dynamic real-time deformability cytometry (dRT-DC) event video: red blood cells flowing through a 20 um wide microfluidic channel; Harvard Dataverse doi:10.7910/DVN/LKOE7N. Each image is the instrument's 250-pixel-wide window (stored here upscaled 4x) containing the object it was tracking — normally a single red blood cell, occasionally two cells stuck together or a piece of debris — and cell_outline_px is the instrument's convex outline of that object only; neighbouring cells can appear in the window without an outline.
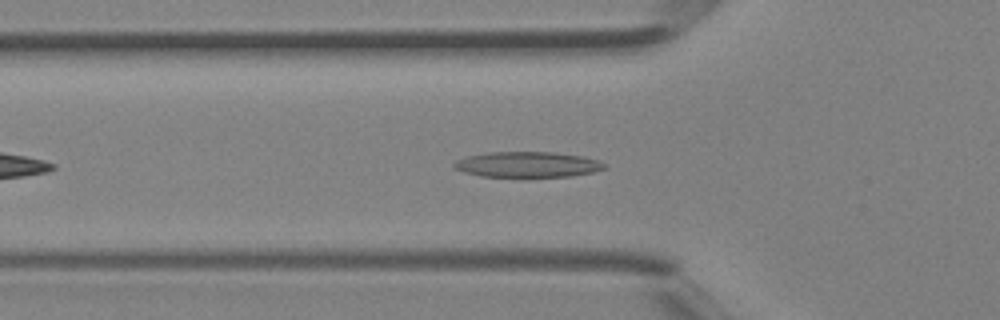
{"species": "Egyptian fruit bat (a non-hibernating species)", "species_latin": "Rousettus aegyptiacus", "temperature_condition": "room temperature", "stored_images_in_passage": 31, "camera_frame_rate_fps": 3000, "um_per_image_px": 0.085, "animal": {"sex": "female"}, "frame": {"image": 1, "passage_image": 6, "time_ms": 1.667, "image_size_px": [1000, 320], "cell_outline_px": [[608, 164], [604, 168], [592, 172], [572, 176], [480, 176], [464, 172], [452, 168], [452, 164], [456, 160], [468, 156], [488, 152], [556, 152], [584, 156], [600, 160]], "centroid_in_image_um": [44.85, 13.97], "position_along_channel_um": 81.0, "area_um2": 22.43}}
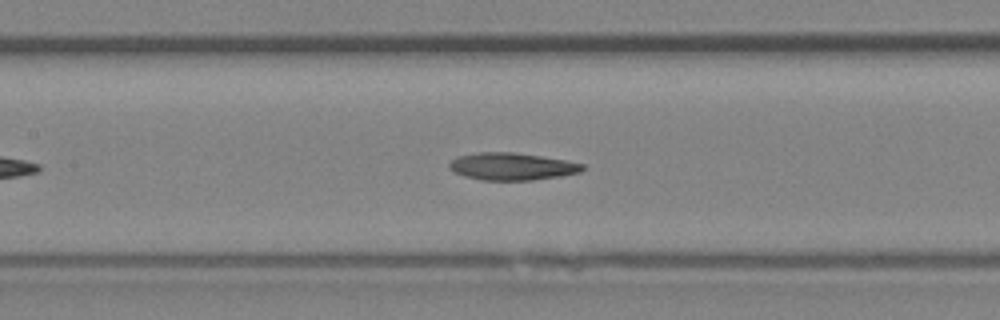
{"frame": {"image": 2, "passage_image": 11, "time_ms": 3.333, "image_size_px": [1000, 320], "cell_outline_px": [[584, 168], [580, 172], [560, 176], [532, 180], [480, 180], [464, 176], [448, 168], [448, 164], [456, 156], [476, 152], [512, 152], [540, 156], [564, 160], [584, 164]], "centroid_in_image_um": [43.47, 14.14], "position_along_channel_um": 163.9, "area_um2": 21.15}}
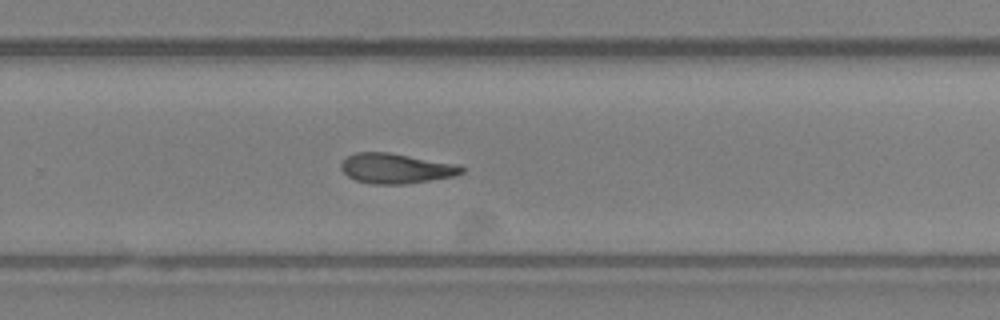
{"frame": {"image": 3, "passage_image": 19, "time_ms": 6.0, "image_size_px": [1000, 320], "cell_outline_px": [[464, 172], [456, 176], [404, 184], [372, 184], [356, 180], [348, 176], [340, 168], [340, 164], [348, 156], [356, 152], [388, 152], [460, 164], [464, 168]], "centroid_in_image_um": [33.69, 14.31], "position_along_channel_um": 296.1, "area_um2": 21.21}}